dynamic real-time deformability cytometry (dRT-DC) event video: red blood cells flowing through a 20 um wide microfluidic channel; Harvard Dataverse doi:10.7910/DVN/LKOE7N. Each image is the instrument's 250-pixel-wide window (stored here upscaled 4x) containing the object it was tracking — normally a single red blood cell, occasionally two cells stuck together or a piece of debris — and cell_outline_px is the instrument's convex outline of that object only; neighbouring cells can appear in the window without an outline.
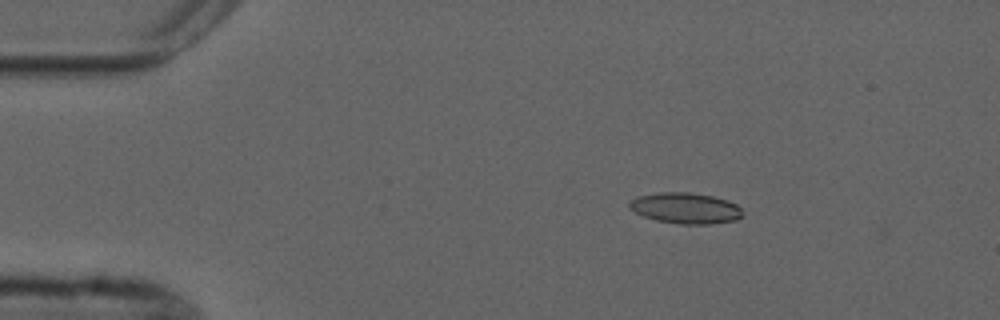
{"species": "common noctule bat (a hibernating species)", "species_latin": "Nyctalus noctula", "temperature_condition": "cold", "stored_images_in_passage": 2, "camera_frame_rate_fps": 3000, "um_per_image_px": 0.085, "animal": {"sex": "male", "forearm_length_mm": 52.5}, "frame": {"image": 1, "passage_image": 2, "time_ms": 2.333, "image_size_px": [1000, 320], "cell_outline_px": [[744, 216], [736, 220], [708, 224], [680, 224], [656, 220], [644, 216], [628, 208], [628, 204], [636, 196], [660, 192], [688, 192], [712, 196], [728, 200], [736, 204], [744, 212]], "centroid_in_image_um": [58.29, 17.69], "position_along_channel_um": 26.7, "area_um2": 20.46}}